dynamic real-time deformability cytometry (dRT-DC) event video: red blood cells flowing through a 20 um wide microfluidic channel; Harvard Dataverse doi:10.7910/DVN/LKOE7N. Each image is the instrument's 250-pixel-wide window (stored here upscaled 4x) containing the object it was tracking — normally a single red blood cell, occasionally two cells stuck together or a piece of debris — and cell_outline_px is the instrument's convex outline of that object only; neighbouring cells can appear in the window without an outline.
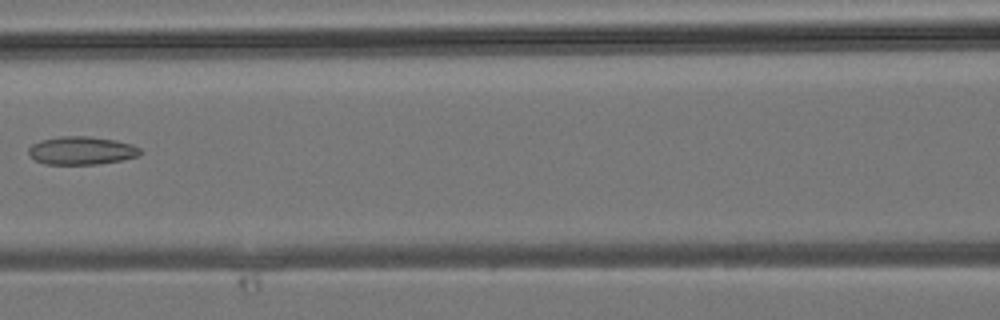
{"species": "common noctule bat (a hibernating species)", "species_latin": "Nyctalus noctula", "temperature_condition": "room temperature", "stored_images_in_passage": 26, "camera_frame_rate_fps": 3000, "um_per_image_px": 0.085, "animal": {"sex": "male", "body_mass_g": 19.2, "forearm_length_mm": 51.8}, "frame": {"image": 1, "passage_image": 10, "time_ms": 3.0, "image_size_px": [1000, 320], "cell_outline_px": [[140, 156], [120, 160], [96, 164], [44, 164], [36, 160], [28, 152], [28, 148], [32, 144], [40, 140], [60, 136], [88, 136], [116, 140], [132, 144], [140, 148]], "centroid_in_image_um": [6.93, 12.79], "position_along_channel_um": 159.7, "area_um2": 18.26}}
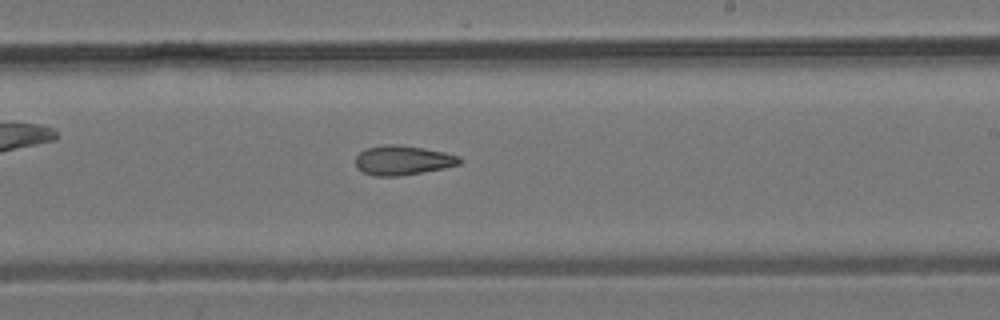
{"frame": {"image": 2, "passage_image": 15, "time_ms": 4.667, "image_size_px": [1000, 320], "cell_outline_px": [[460, 164], [444, 168], [400, 176], [376, 176], [364, 172], [356, 164], [356, 156], [360, 152], [368, 148], [384, 144], [392, 144], [424, 148], [444, 152], [460, 156]], "centroid_in_image_um": [34.25, 13.62], "position_along_channel_um": 254.7, "area_um2": 17.63}}
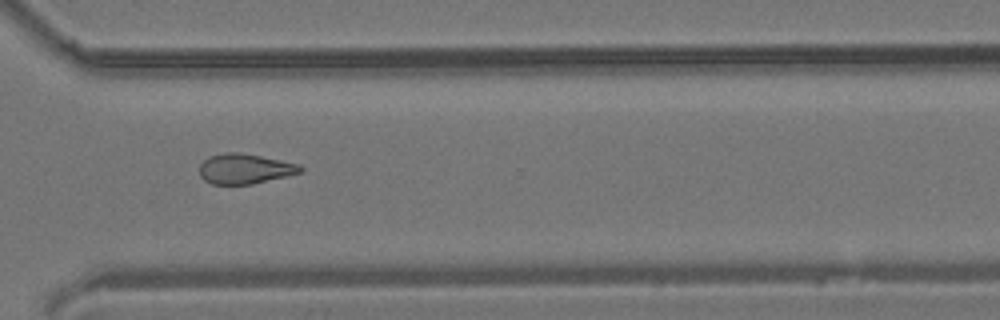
{"frame": {"image": 3, "passage_image": 20, "time_ms": 6.333, "image_size_px": [1000, 320], "cell_outline_px": [[304, 172], [252, 184], [212, 184], [204, 180], [200, 176], [200, 164], [208, 156], [224, 152], [240, 152], [300, 164], [304, 168]], "centroid_in_image_um": [20.82, 14.34], "position_along_channel_um": 349.8, "area_um2": 17.8}}